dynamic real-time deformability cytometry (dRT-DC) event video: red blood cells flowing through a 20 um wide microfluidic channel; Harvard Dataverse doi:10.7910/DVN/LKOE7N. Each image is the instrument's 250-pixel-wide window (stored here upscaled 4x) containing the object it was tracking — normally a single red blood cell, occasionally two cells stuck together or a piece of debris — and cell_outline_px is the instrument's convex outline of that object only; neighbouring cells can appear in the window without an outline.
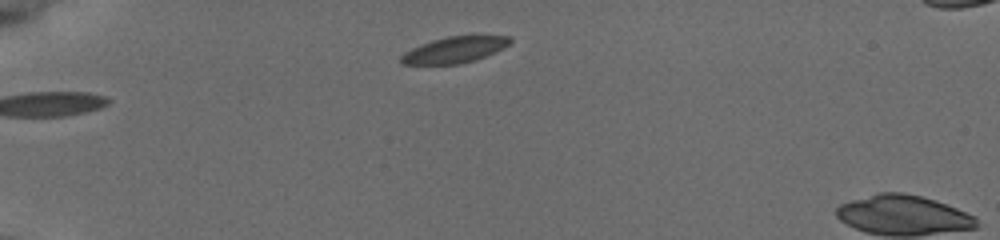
{"species": "common noctule bat (a hibernating species)", "species_latin": "Nyctalus noctula", "temperature_condition": "cold", "stored_images_in_passage": 6, "camera_frame_rate_fps": 3000, "um_per_image_px": 0.085, "animal": {"sex": "female", "body_mass_g": 19.5, "forearm_length_mm": 54.1}, "frame": {"image": 1, "passage_image": 2, "time_ms": 0.333, "image_size_px": [1000, 240], "cell_outline_px": [[512, 40], [508, 44], [484, 56], [460, 64], [404, 64], [400, 60], [400, 56], [404, 52], [420, 44], [432, 40], [448, 36], [512, 36]], "centroid_in_image_um": [38.57, 4.23], "position_along_channel_um": 46.4, "area_um2": 16.18}}